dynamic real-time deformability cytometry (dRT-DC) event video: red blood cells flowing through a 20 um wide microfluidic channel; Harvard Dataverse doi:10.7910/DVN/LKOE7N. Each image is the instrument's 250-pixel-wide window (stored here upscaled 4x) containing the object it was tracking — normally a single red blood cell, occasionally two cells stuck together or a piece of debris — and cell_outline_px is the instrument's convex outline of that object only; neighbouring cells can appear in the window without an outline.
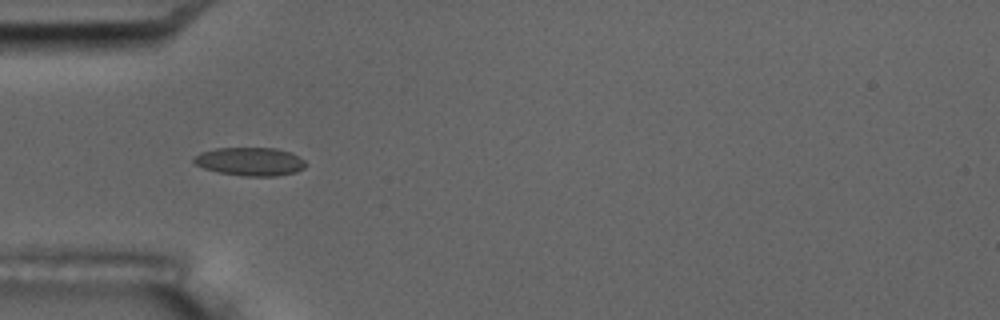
{"species": "common noctule bat (a hibernating species)", "species_latin": "Nyctalus noctula", "temperature_condition": "room temperature", "stored_images_in_passage": 6, "camera_frame_rate_fps": 3000, "um_per_image_px": 0.085, "animal": {"sex": "male", "body_mass_g": 17.5, "forearm_length_mm": 52.3}, "frame": {"image": 1, "passage_image": 5, "time_ms": 5.667, "image_size_px": [1000, 320], "cell_outline_px": [[308, 164], [304, 168], [296, 172], [276, 176], [244, 176], [220, 172], [204, 168], [196, 164], [192, 160], [192, 156], [200, 152], [216, 148], [276, 148], [288, 152], [304, 160]], "centroid_in_image_um": [21.24, 13.73], "position_along_channel_um": 63.8, "area_um2": 18.44}}